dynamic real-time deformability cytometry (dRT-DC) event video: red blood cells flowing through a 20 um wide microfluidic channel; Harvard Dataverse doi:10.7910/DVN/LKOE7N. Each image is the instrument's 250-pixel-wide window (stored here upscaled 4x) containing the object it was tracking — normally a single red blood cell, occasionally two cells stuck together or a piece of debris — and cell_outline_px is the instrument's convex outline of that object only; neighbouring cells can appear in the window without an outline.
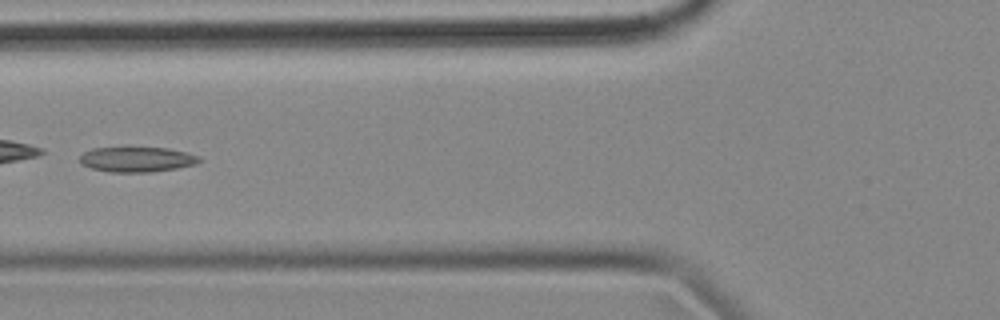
{"species": "common noctule bat (a hibernating species)", "species_latin": "Nyctalus noctula", "temperature_condition": "cold", "stored_images_in_passage": 3, "camera_frame_rate_fps": 3000, "um_per_image_px": 0.085, "animal": {"sex": "female", "body_mass_g": 18.4}, "frame": {"image": 1, "passage_image": 3, "time_ms": 0.667, "image_size_px": [1000, 320], "cell_outline_px": [[200, 160], [196, 164], [176, 168], [152, 172], [108, 172], [92, 168], [80, 164], [80, 156], [84, 152], [92, 148], [168, 148], [200, 156]], "centroid_in_image_um": [11.61, 13.56], "position_along_channel_um": 114.2, "area_um2": 17.34}}